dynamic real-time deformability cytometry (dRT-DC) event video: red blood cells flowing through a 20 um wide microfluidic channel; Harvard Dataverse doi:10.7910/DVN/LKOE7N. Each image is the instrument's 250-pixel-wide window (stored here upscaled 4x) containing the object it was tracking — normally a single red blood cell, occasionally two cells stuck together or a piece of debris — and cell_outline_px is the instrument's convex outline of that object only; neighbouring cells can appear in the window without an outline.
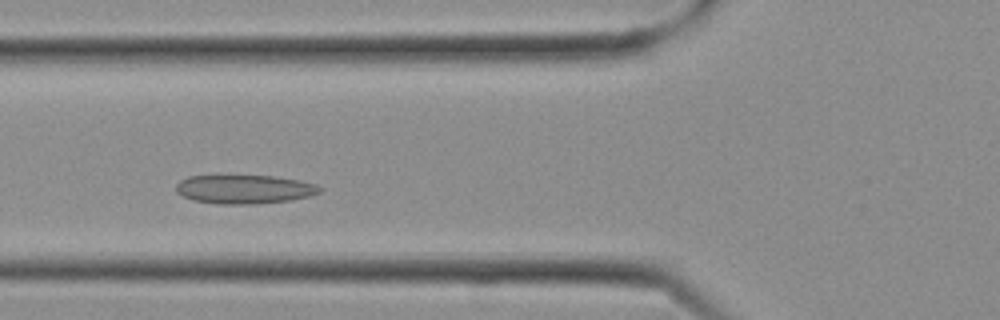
{"species": "Egyptian fruit bat (a non-hibernating species)", "species_latin": "Rousettus aegyptiacus", "temperature_condition": "cold", "stored_images_in_passage": 7, "camera_frame_rate_fps": 3000, "um_per_image_px": 0.085, "frame": {"image": 1, "passage_image": 4, "time_ms": 1.0, "image_size_px": [1000, 320], "cell_outline_px": [[324, 188], [320, 192], [308, 196], [288, 200], [252, 204], [220, 204], [192, 200], [176, 192], [176, 184], [180, 180], [188, 176], [216, 172], [276, 176], [300, 180], [316, 184]], "centroid_in_image_um": [20.7, 16.02], "position_along_channel_um": 105.1, "area_um2": 25.32}}
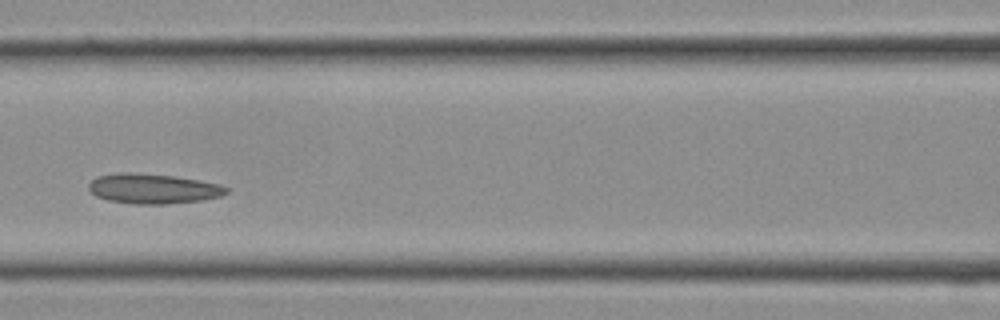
{"frame": {"image": 2, "passage_image": 6, "time_ms": 1.667, "image_size_px": [1000, 320], "cell_outline_px": [[228, 192], [220, 196], [204, 200], [164, 204], [136, 204], [108, 200], [96, 196], [88, 188], [88, 184], [96, 176], [120, 172], [128, 172], [176, 176], [200, 180], [220, 184], [228, 188]], "centroid_in_image_um": [13.02, 16.03], "position_along_channel_um": 153.6, "area_um2": 24.1}}